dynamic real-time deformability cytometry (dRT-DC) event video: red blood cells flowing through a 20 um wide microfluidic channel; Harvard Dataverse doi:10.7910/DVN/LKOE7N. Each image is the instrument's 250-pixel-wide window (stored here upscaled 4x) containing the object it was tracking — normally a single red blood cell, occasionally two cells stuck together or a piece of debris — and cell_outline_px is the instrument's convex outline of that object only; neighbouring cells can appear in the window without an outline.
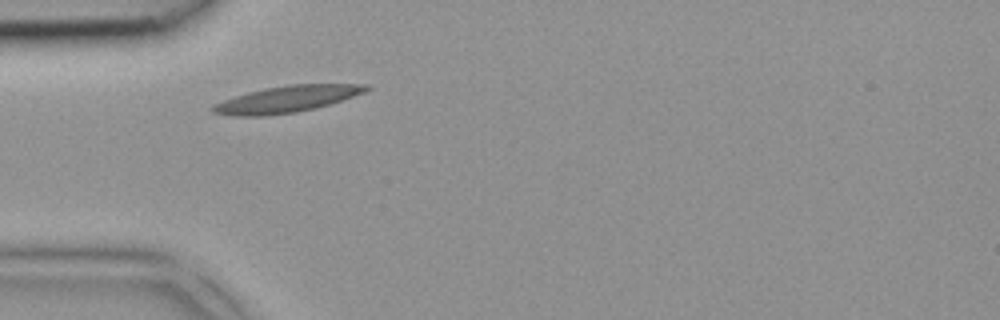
{"species": "common noctule bat (a hibernating species)", "species_latin": "Nyctalus noctula", "temperature_condition": "room temperature", "stored_images_in_passage": 2, "camera_frame_rate_fps": 3000, "um_per_image_px": 0.085, "animal": {"sex": "female", "body_mass_g": 18.4}, "frame": {"image": 1, "passage_image": 1, "time_ms": 0.0, "image_size_px": [1000, 320], "cell_outline_px": [[372, 88], [364, 92], [332, 104], [316, 108], [296, 112], [268, 116], [232, 116], [212, 112], [208, 108], [224, 100], [248, 92], [264, 88], [288, 84], [368, 84]], "centroid_in_image_um": [24.39, 8.43], "position_along_channel_um": 60.6, "area_um2": 23.87}}